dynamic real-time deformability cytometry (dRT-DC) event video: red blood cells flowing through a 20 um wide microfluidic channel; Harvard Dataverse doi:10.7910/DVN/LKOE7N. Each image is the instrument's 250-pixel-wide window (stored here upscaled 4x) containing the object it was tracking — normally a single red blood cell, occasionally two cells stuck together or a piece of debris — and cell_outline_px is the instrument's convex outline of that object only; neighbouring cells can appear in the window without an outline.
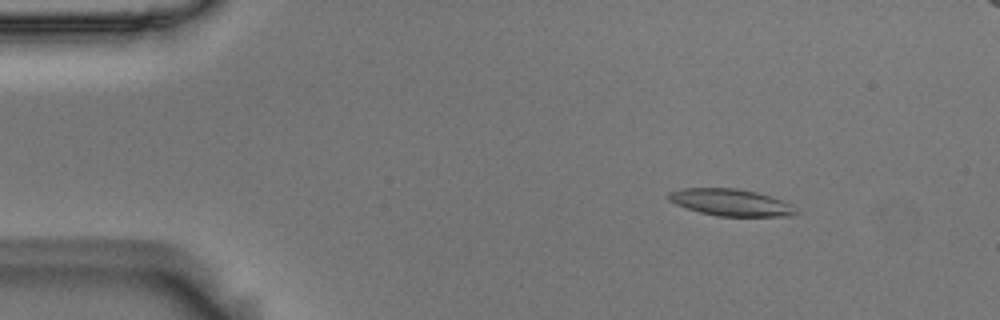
{"species": "Egyptian fruit bat (a non-hibernating species)", "species_latin": "Rousettus aegyptiacus", "temperature_condition": "room temperature", "stored_images_in_passage": 50, "segment_of_instrument_passage": [1, 2], "camera_frame_rate_fps": 3000, "um_per_image_px": 0.085, "animal": {"sex": "male"}, "frame": {"image": 1, "passage_image": 1, "time_ms": 0.0, "image_size_px": [1000, 320], "cell_outline_px": [[796, 212], [792, 216], [716, 216], [700, 212], [676, 204], [668, 200], [668, 192], [680, 188], [736, 188], [756, 192], [792, 204]], "centroid_in_image_um": [62.07, 17.2], "position_along_channel_um": 22.9, "area_um2": 19.77}}
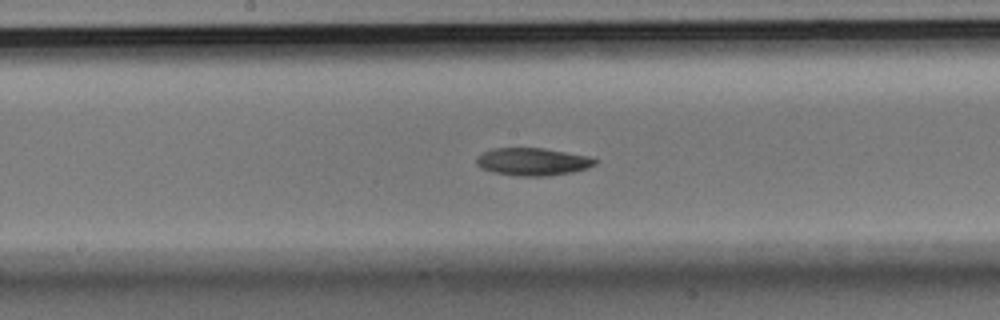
{"frame": {"image": 2, "passage_image": 22, "time_ms": 7.0, "image_size_px": [1000, 320], "cell_outline_px": [[596, 164], [588, 168], [572, 172], [548, 176], [516, 176], [492, 172], [480, 168], [476, 164], [476, 156], [492, 148], [544, 148], [588, 156], [596, 160]], "centroid_in_image_um": [45.24, 13.75], "position_along_channel_um": 203.0, "area_um2": 19.19}}
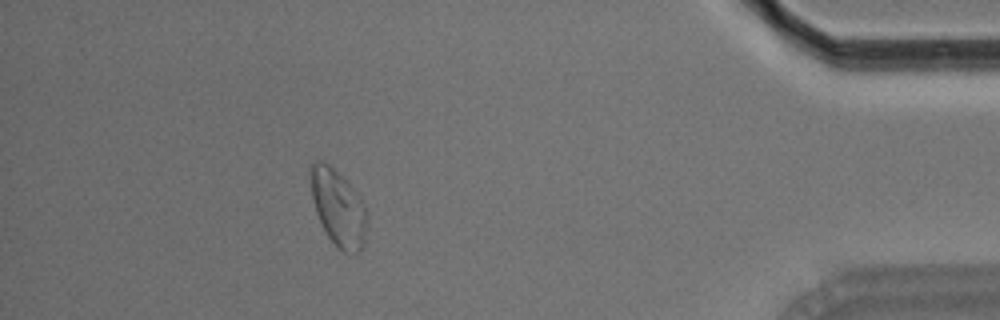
{"frame": {"image": 3, "passage_image": 43, "time_ms": 14.0, "image_size_px": [1000, 320], "cell_outline_px": [[368, 220], [364, 244], [356, 252], [348, 256], [328, 236], [316, 212], [312, 200], [308, 176], [308, 168], [316, 160], [324, 160], [356, 192], [364, 204], [368, 212]], "centroid_in_image_um": [28.73, 17.64], "position_along_channel_um": 406.5, "area_um2": 25.2}}